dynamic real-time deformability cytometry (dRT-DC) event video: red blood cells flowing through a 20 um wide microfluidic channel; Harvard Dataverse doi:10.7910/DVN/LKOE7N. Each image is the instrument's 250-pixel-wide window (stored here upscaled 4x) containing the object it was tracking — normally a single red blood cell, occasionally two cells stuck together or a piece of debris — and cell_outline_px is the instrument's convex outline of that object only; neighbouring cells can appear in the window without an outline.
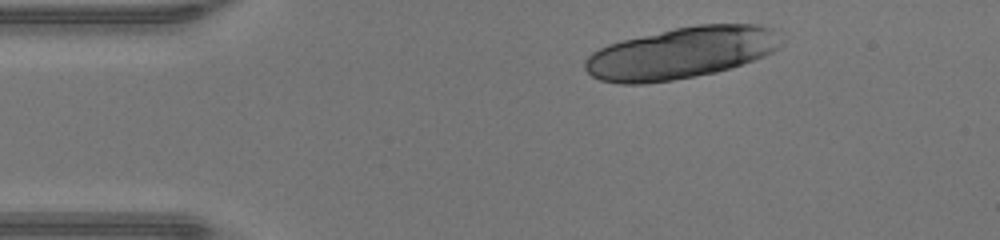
{"species": "human", "species_latin": "Homo sapiens", "temperature_condition": "warm", "stored_images_in_passage": 28, "segment_of_instrument_passage": [1, 2], "camera_frame_rate_fps": 3000, "um_per_image_px": 0.085, "donor": {"sex": "male"}, "frame": {"image": 1, "passage_image": 1, "time_ms": 0.0, "image_size_px": [1000, 240], "cell_outline_px": [[784, 44], [780, 48], [764, 56], [732, 68], [716, 72], [696, 76], [672, 80], [644, 84], [620, 84], [600, 80], [592, 76], [584, 68], [584, 60], [592, 52], [608, 44], [624, 40], [676, 28], [696, 24], [760, 24], [772, 28]], "centroid_in_image_um": [57.92, 4.51], "position_along_channel_um": 27.1, "area_um2": 59.01}}